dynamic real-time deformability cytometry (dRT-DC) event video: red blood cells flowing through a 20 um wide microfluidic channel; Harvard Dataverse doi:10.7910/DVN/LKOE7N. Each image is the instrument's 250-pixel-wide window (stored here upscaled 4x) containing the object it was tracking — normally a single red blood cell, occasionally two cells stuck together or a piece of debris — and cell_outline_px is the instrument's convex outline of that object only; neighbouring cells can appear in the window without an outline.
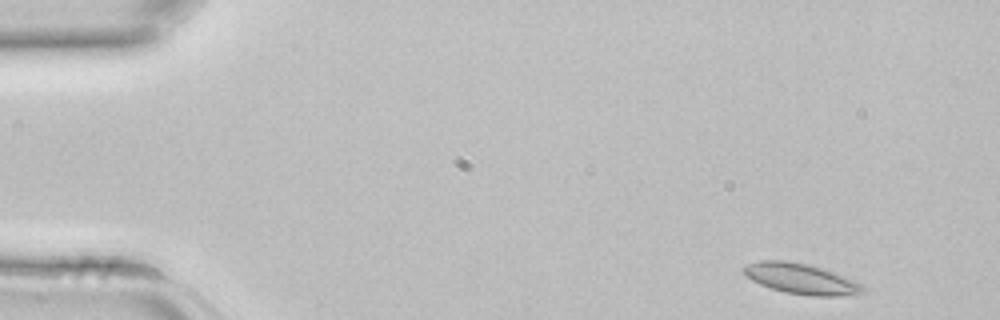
{"species": "common noctule bat (a hibernating species)", "species_latin": "Nyctalus noctula", "temperature_condition": "room temperature", "stored_images_in_passage": 7, "camera_frame_rate_fps": 3000, "um_per_image_px": 0.085, "animal": {"sex": "female", "body_mass_g": 22.7, "forearm_length_mm": 54.2}, "frame": {"image": 1, "passage_image": 1, "time_ms": 0.0, "image_size_px": [1000, 320], "cell_outline_px": [[864, 292], [836, 296], [812, 296], [784, 292], [760, 284], [752, 280], [744, 272], [744, 268], [748, 264], [760, 260], [784, 260], [808, 264], [832, 272], [852, 280], [860, 284], [864, 288]], "centroid_in_image_um": [68.06, 23.69], "position_along_channel_um": 16.9, "area_um2": 20.63}}